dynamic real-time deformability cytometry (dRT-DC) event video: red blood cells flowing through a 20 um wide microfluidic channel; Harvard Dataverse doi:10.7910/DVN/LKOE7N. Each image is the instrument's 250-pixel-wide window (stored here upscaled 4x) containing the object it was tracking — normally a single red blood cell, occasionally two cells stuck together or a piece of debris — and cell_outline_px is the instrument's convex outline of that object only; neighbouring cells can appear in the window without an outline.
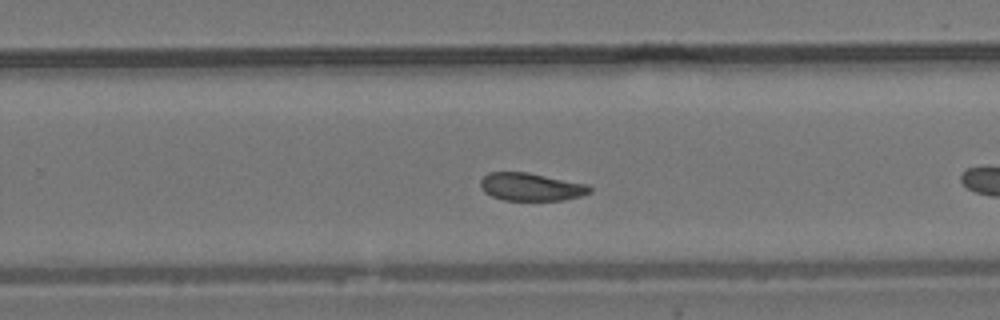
{"species": "common noctule bat (a hibernating species)", "species_latin": "Nyctalus noctula", "temperature_condition": "room temperature", "stored_images_in_passage": 38, "camera_frame_rate_fps": 3000, "um_per_image_px": 0.085, "animal": {"sex": "male", "body_mass_g": 19.2, "forearm_length_mm": 51.8}, "frame": {"image": 1, "passage_image": 17, "time_ms": 5.333, "image_size_px": [1000, 320], "cell_outline_px": [[592, 192], [580, 196], [564, 200], [504, 200], [492, 196], [484, 192], [480, 188], [480, 180], [488, 172], [528, 172], [588, 184], [592, 188]], "centroid_in_image_um": [45.14, 15.88], "position_along_channel_um": 284.7, "area_um2": 17.86}, "authors_computed_cell_mechanics": {"area_um2": 18.496, "velocity_mm_per_s": 3.7312, "shape_relaxation_time_tau1_ms": 2.1362, "shape_relaxation_time_tau2_ms": 1.4221, "deformation_change_tau1": 0.0919, "deformation_change_tau2": 0.0535}}